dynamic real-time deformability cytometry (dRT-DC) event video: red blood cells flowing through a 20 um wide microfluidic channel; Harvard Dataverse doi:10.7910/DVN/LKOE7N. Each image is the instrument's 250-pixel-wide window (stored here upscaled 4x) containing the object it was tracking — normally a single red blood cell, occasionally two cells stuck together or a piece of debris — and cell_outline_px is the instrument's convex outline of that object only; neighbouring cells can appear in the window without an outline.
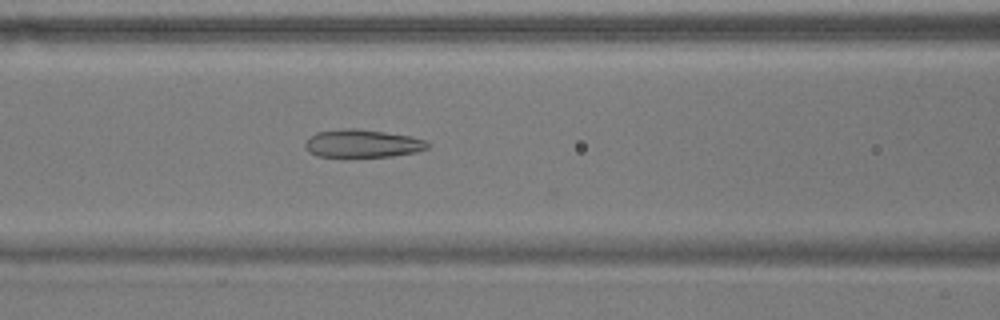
{"species": "common noctule bat (a hibernating species)", "species_latin": "Nyctalus noctula", "temperature_condition": "warm", "stored_images_in_passage": 35, "camera_frame_rate_fps": 3000, "um_per_image_px": 0.085, "animal": {"sex": "male", "body_mass_g": 17.9}, "frame": {"image": 1, "passage_image": 10, "time_ms": 3.0, "image_size_px": [1000, 320], "cell_outline_px": [[432, 144], [428, 148], [416, 152], [392, 156], [344, 160], [316, 156], [308, 152], [304, 144], [316, 132], [348, 128], [356, 128], [412, 136], [424, 140]], "centroid_in_image_um": [30.79, 12.25], "position_along_channel_um": 135.8, "area_um2": 20.87}}
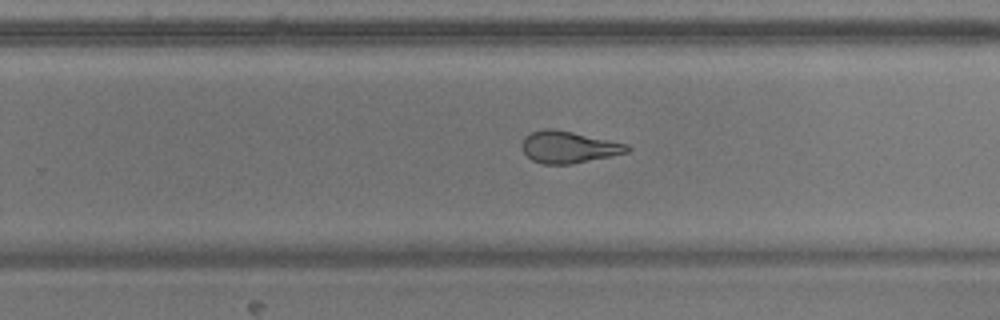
{"frame": {"image": 2, "passage_image": 22, "time_ms": 7.0, "image_size_px": [1000, 320], "cell_outline_px": [[632, 148], [628, 152], [572, 164], [540, 164], [532, 160], [524, 152], [520, 144], [524, 136], [532, 132], [544, 128], [552, 128], [572, 132], [628, 144]], "centroid_in_image_um": [48.3, 12.5], "position_along_channel_um": 281.5, "area_um2": 19.54}}
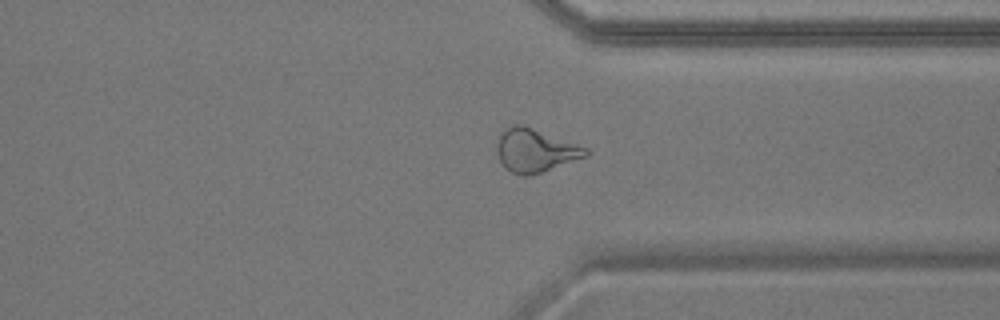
{"frame": {"image": 3, "passage_image": 29, "time_ms": 9.333, "image_size_px": [1000, 320], "cell_outline_px": [[588, 156], [528, 176], [520, 176], [504, 168], [500, 160], [496, 148], [496, 144], [500, 132], [504, 128], [512, 124], [520, 124], [532, 128], [588, 148]], "centroid_in_image_um": [45.44, 12.78], "position_along_channel_um": 366.0, "area_um2": 22.25}, "authors_computed_cell_mechanics": {"area_um2": 20.4612, "velocity_mm_per_s": 3.6457, "shape_relaxation_time_tau1_ms": null, "shape_relaxation_time_tau2_ms": 1.7425, "deformation_change_tau1": null, "deformation_change_tau2": 0.0968}}